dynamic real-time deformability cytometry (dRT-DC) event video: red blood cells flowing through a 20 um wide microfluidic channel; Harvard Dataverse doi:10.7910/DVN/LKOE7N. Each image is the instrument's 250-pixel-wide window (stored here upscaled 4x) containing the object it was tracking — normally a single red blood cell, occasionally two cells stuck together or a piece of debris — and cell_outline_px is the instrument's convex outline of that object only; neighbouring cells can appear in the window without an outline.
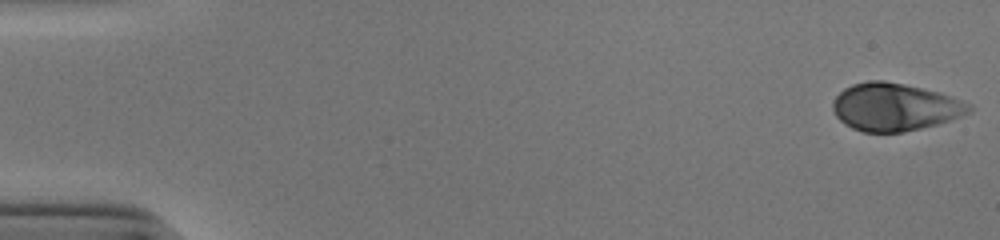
{"species": "human", "species_latin": "Homo sapiens", "temperature_condition": "cold", "stored_images_in_passage": 52, "camera_frame_rate_fps": 3000, "um_per_image_px": 0.085, "donor": {"sex": "male"}, "frame": {"image": 1, "passage_image": 1, "time_ms": 0.0, "image_size_px": [1000, 240], "cell_outline_px": [[972, 112], [936, 124], [920, 128], [900, 132], [864, 132], [852, 128], [844, 124], [836, 116], [832, 108], [832, 104], [836, 96], [844, 88], [852, 84], [868, 80], [884, 80], [904, 84], [936, 92], [972, 104]], "centroid_in_image_um": [76.02, 9.09], "position_along_channel_um": 9.0, "area_um2": 37.51}}
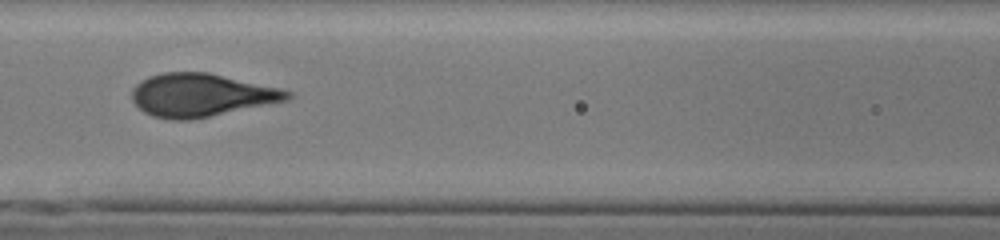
{"frame": {"image": 2, "passage_image": 24, "time_ms": 7.667, "image_size_px": [1000, 240], "cell_outline_px": [[296, 96], [288, 100], [192, 120], [172, 120], [152, 116], [144, 112], [132, 100], [132, 88], [136, 84], [148, 76], [164, 72], [208, 72], [284, 88], [292, 92]], "centroid_in_image_um": [17.14, 8.08], "position_along_channel_um": 149.5, "area_um2": 39.42}}
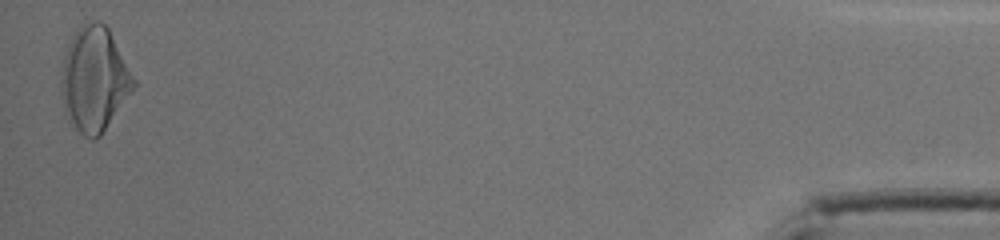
{"frame": {"image": 3, "passage_image": 52, "time_ms": 17.0, "image_size_px": [1000, 240], "cell_outline_px": [[136, 84], [100, 136], [92, 140], [84, 136], [68, 120], [64, 108], [60, 84], [60, 80], [64, 56], [68, 44], [72, 36], [80, 24], [88, 20], [100, 20], [108, 28], [136, 80]], "centroid_in_image_um": [7.99, 6.7], "position_along_channel_um": 427.2, "area_um2": 43.81}}